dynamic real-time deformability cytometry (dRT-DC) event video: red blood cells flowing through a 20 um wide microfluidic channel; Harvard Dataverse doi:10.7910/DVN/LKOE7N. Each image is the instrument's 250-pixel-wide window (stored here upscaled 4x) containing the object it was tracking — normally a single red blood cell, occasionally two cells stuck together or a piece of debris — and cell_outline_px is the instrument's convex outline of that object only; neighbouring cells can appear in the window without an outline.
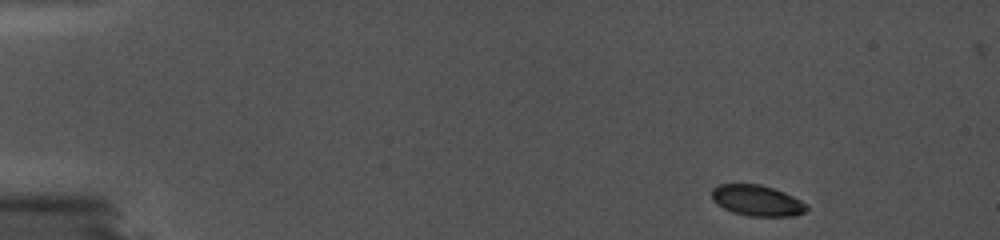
{"species": "common noctule bat (a hibernating species)", "species_latin": "Nyctalus noctula", "temperature_condition": "cold", "stored_images_in_passage": 23, "camera_frame_rate_fps": 5000, "um_per_image_px": 0.085, "animal": {"sex": "female", "body_mass_g": 19.0, "forearm_length_mm": 56.7}, "frame": {"image": 1, "passage_image": 1, "time_ms": 0.0, "image_size_px": [1000, 240], "cell_outline_px": [[808, 212], [796, 216], [748, 216], [732, 212], [716, 204], [712, 200], [712, 188], [720, 184], [756, 184], [772, 188], [800, 200], [808, 204]], "centroid_in_image_um": [64.35, 17.06], "position_along_channel_um": 20.6, "area_um2": 17.05}}
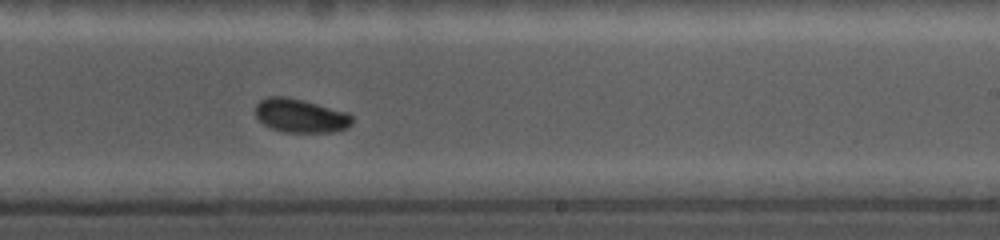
{"frame": {"image": 2, "passage_image": 15, "time_ms": 2.8, "image_size_px": [1000, 240], "cell_outline_px": [[352, 124], [348, 128], [332, 132], [284, 132], [272, 128], [264, 124], [256, 116], [256, 104], [260, 100], [268, 96], [284, 96], [304, 100], [348, 112], [352, 116]], "centroid_in_image_um": [25.56, 9.83], "position_along_channel_um": 263.4, "area_um2": 19.07}}
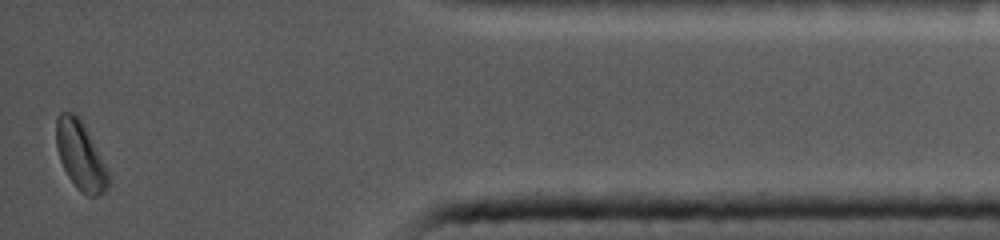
{"frame": {"image": 3, "passage_image": 23, "time_ms": 4.4, "image_size_px": [1000, 240], "cell_outline_px": [[108, 188], [104, 192], [96, 196], [88, 196], [80, 192], [76, 188], [68, 176], [60, 160], [56, 148], [56, 116], [60, 112], [76, 112], [108, 172]], "centroid_in_image_um": [6.79, 13.23], "position_along_channel_um": 428.4, "area_um2": 20.35}}